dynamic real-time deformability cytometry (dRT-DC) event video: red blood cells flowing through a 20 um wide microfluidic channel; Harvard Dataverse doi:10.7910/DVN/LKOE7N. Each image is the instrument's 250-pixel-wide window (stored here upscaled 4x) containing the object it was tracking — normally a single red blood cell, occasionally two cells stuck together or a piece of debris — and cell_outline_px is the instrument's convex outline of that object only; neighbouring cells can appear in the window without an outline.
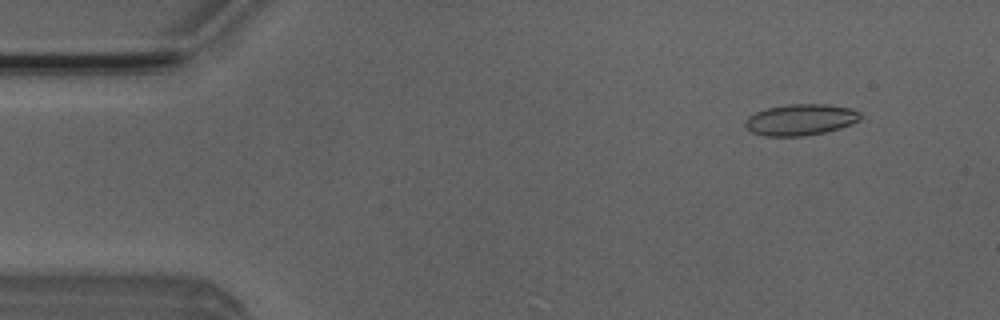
{"species": "Egyptian fruit bat (a non-hibernating species)", "species_latin": "Rousettus aegyptiacus", "temperature_condition": "room temperature", "stored_images_in_passage": 43, "camera_frame_rate_fps": 3000, "um_per_image_px": 0.085, "animal": {"sex": "male"}, "frame": {"image": 1, "passage_image": 5, "time_ms": 1.333, "image_size_px": [1000, 320], "cell_outline_px": [[860, 120], [852, 124], [840, 128], [824, 132], [804, 136], [764, 136], [752, 132], [744, 124], [748, 116], [756, 112], [768, 108], [788, 104], [824, 104], [852, 108], [860, 112]], "centroid_in_image_um": [68.06, 10.17], "position_along_channel_um": 16.9, "area_um2": 20.92}}
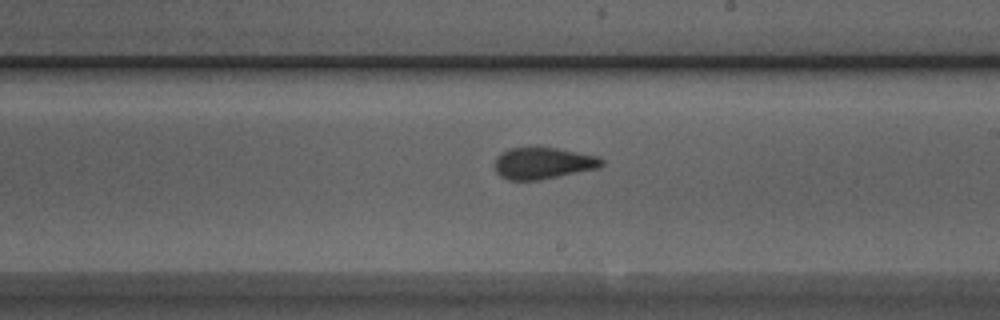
{"frame": {"image": 2, "passage_image": 29, "time_ms": 9.333, "image_size_px": [1000, 320], "cell_outline_px": [[604, 164], [600, 168], [540, 180], [508, 180], [500, 176], [496, 172], [496, 156], [508, 148], [532, 144], [560, 148], [600, 156], [604, 160]], "centroid_in_image_um": [46.18, 13.82], "position_along_channel_um": 242.8, "area_um2": 20.63}}
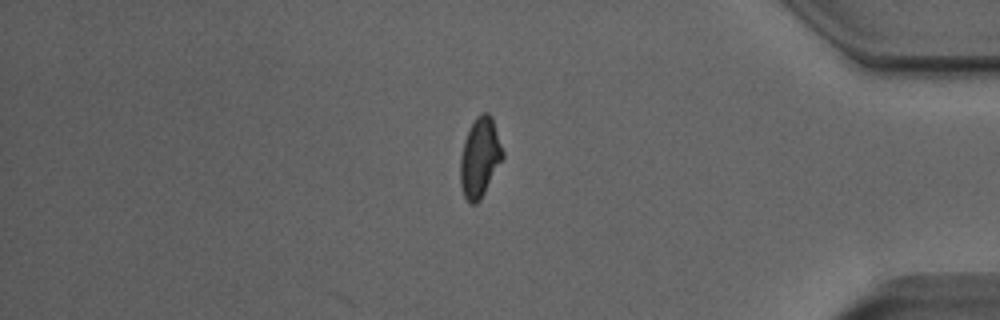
{"frame": {"image": 3, "passage_image": 43, "time_ms": 14.0, "image_size_px": [1000, 320], "cell_outline_px": [[504, 156], [480, 200], [476, 204], [468, 204], [464, 196], [460, 184], [460, 156], [464, 140], [476, 116], [480, 112], [488, 112], [492, 116], [504, 152]], "centroid_in_image_um": [40.78, 13.38], "position_along_channel_um": 394.4, "area_um2": 19.71}, "authors_computed_cell_mechanics": {"area_um2": 20.1722, "velocity_mm_per_s": 3.9649, "shape_relaxation_time_tau1_ms": 7.876, "shape_relaxation_time_tau2_ms": 1.2546, "deformation_change_tau1": 0.1602, "deformation_change_tau2": 0.1007}}